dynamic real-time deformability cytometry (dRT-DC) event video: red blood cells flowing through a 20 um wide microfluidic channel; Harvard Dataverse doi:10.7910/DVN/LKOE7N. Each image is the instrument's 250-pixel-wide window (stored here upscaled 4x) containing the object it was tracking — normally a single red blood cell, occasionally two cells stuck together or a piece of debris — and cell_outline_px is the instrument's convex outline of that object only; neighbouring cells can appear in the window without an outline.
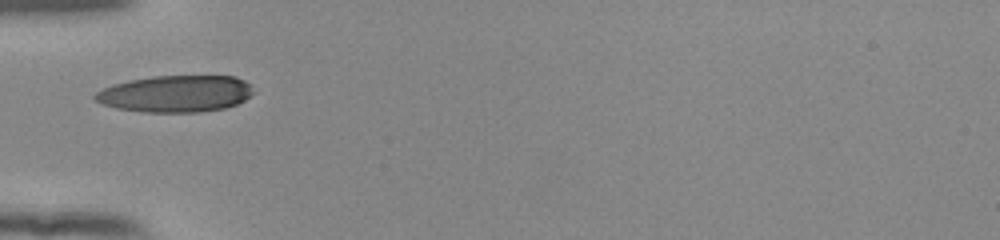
{"species": "human", "species_latin": "Homo sapiens", "temperature_condition": "room temperature", "stored_images_in_passage": 29, "camera_frame_rate_fps": 3000, "um_per_image_px": 0.085, "donor": {"sex": "female"}, "frame": {"image": 1, "passage_image": 1, "time_ms": 0.0, "image_size_px": [1000, 240], "cell_outline_px": [[256, 92], [244, 100], [236, 104], [224, 108], [200, 112], [144, 112], [116, 108], [104, 104], [96, 100], [92, 96], [96, 92], [112, 84], [128, 80], [152, 76], [236, 76], [244, 80]], "centroid_in_image_um": [14.93, 7.96], "position_along_channel_um": 70.1, "area_um2": 33.99}}
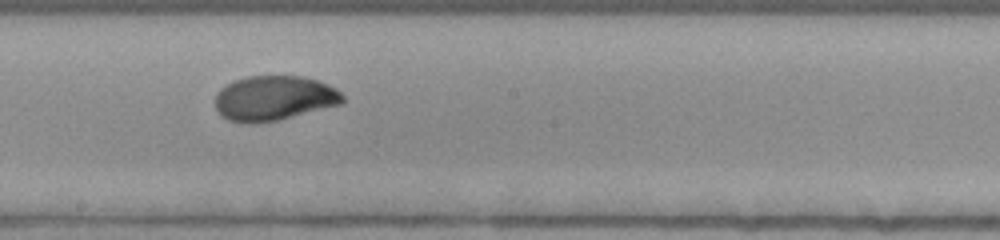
{"frame": {"image": 2, "passage_image": 13, "time_ms": 4.0, "image_size_px": [1000, 240], "cell_outline_px": [[344, 100], [340, 104], [280, 120], [256, 124], [244, 124], [228, 120], [220, 116], [216, 112], [216, 92], [220, 88], [236, 80], [248, 76], [304, 76], [328, 84], [336, 88], [344, 96]], "centroid_in_image_um": [23.27, 8.36], "position_along_channel_um": 224.9, "area_um2": 33.64}}
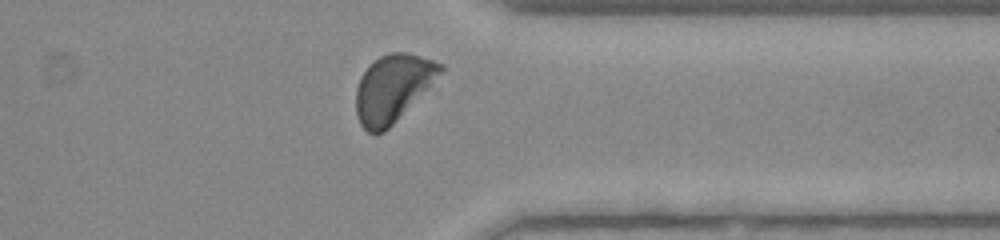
{"frame": {"image": 3, "passage_image": 25, "time_ms": 8.0, "image_size_px": [1000, 240], "cell_outline_px": [[444, 68], [428, 88], [384, 132], [376, 136], [368, 132], [360, 124], [356, 112], [356, 88], [360, 76], [380, 56], [392, 52], [404, 52], [420, 56], [444, 64]], "centroid_in_image_um": [33.36, 7.51], "position_along_channel_um": 378.0, "area_um2": 32.54}, "authors_computed_cell_mechanics": {"area_um2": 33.6974, "velocity_mm_per_s": 3.8882, "shape_relaxation_time_tau1_ms": 3.5317, "shape_relaxation_time_tau2_ms": null, "deformation_change_tau1": 0.1687, "deformation_change_tau2": null}}